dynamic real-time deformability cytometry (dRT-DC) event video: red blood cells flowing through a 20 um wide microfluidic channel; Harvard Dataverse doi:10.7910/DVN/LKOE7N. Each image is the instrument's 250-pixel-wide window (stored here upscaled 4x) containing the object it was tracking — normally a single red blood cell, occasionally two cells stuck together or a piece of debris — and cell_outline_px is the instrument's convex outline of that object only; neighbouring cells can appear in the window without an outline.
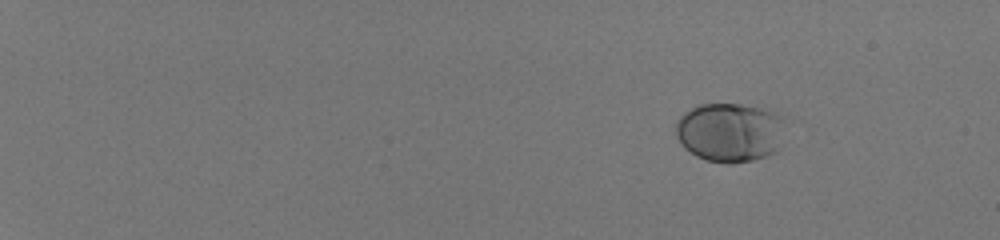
{"species": "human", "species_latin": "Homo sapiens", "temperature_condition": "room temperature", "stored_images_in_passage": 48, "camera_frame_rate_fps": 3000, "um_per_image_px": 0.085, "donor": {"sex": "male"}, "frame": {"image": 1, "passage_image": 1, "time_ms": 0.0, "image_size_px": [1000, 240], "cell_outline_px": [[784, 116], [776, 152], [768, 156], [752, 160], [732, 164], [728, 164], [708, 160], [696, 156], [684, 148], [680, 144], [676, 136], [676, 120], [684, 112], [696, 104], [740, 104], [760, 108]], "centroid_in_image_um": [61.97, 11.24], "position_along_channel_um": 23.0, "area_um2": 37.74}}
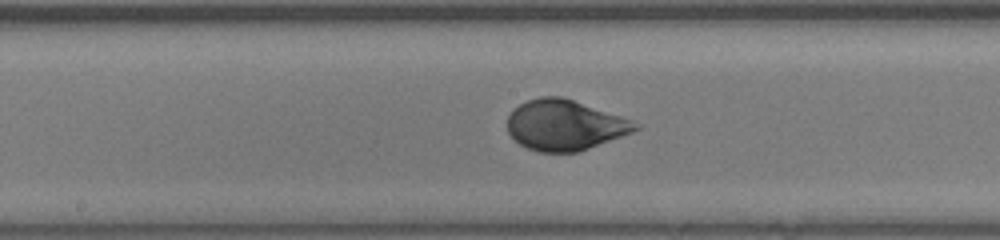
{"frame": {"image": 2, "passage_image": 28, "time_ms": 9.0, "image_size_px": [1000, 240], "cell_outline_px": [[640, 128], [632, 132], [588, 148], [576, 152], [540, 152], [528, 148], [520, 144], [508, 132], [508, 116], [512, 108], [528, 100], [540, 96], [560, 96], [632, 120], [640, 124]], "centroid_in_image_um": [47.98, 10.63], "position_along_channel_um": 200.2, "area_um2": 37.11}}
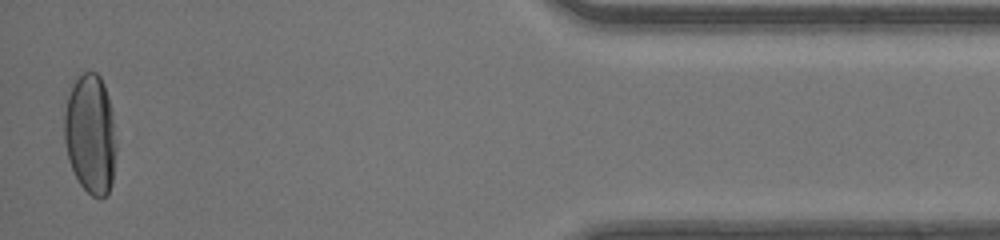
{"frame": {"image": 3, "passage_image": 48, "time_ms": 15.667, "image_size_px": [1000, 240], "cell_outline_px": [[116, 148], [112, 184], [108, 192], [100, 200], [92, 196], [80, 184], [68, 160], [64, 140], [64, 112], [68, 96], [76, 80], [84, 72], [96, 72], [100, 76], [104, 84], [108, 96], [112, 112], [116, 144]], "centroid_in_image_um": [7.69, 11.43], "position_along_channel_um": 427.5, "area_um2": 36.24}, "authors_computed_cell_mechanics": {"area_um2": 36.4429, "velocity_mm_per_s": 4.1297, "shape_relaxation_time_tau1_ms": 2.9617, "shape_relaxation_time_tau2_ms": null, "deformation_change_tau1": 0.1601, "deformation_change_tau2": null}}